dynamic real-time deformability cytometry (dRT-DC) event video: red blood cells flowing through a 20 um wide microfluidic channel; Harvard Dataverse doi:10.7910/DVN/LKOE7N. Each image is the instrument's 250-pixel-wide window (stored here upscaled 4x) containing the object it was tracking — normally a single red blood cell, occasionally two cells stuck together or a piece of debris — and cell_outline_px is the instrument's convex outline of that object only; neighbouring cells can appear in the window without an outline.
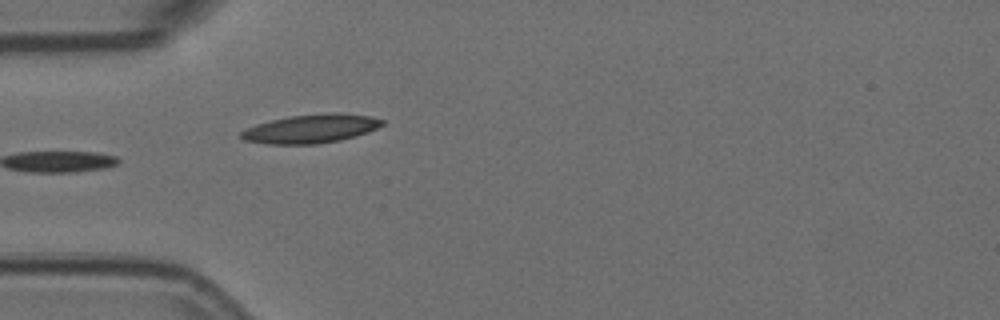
{"species": "Egyptian fruit bat (a non-hibernating species)", "species_latin": "Rousettus aegyptiacus", "temperature_condition": "room temperature", "stored_images_in_passage": 1, "camera_frame_rate_fps": 3000, "um_per_image_px": 0.085, "animal": {"sex": "female"}, "frame": {"image": 1, "passage_image": 1, "time_ms": 0.0, "image_size_px": [1000, 320], "cell_outline_px": [[384, 124], [368, 132], [356, 136], [340, 140], [316, 144], [268, 144], [244, 140], [240, 136], [240, 132], [256, 124], [288, 116], [328, 112], [340, 112], [372, 116], [384, 120]], "centroid_in_image_um": [26.46, 10.93], "position_along_channel_um": 58.5, "area_um2": 23.76}}